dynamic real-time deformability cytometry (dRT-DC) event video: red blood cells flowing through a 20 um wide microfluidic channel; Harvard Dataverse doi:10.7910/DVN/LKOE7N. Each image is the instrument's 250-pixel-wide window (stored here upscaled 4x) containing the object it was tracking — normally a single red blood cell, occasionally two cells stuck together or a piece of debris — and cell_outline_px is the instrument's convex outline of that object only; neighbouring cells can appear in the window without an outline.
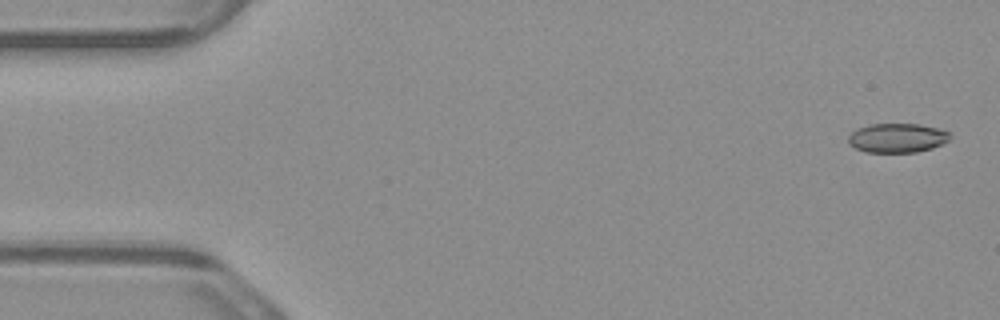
{"species": "common noctule bat (a hibernating species)", "species_latin": "Nyctalus noctula", "temperature_condition": "warm", "stored_images_in_passage": 5, "camera_frame_rate_fps": 3000, "um_per_image_px": 0.085, "animal": {"sex": "male", "body_mass_g": 23.1, "forearm_length_mm": 52.7}, "frame": {"image": 1, "passage_image": 1, "time_ms": 0.0, "image_size_px": [1000, 320], "cell_outline_px": [[952, 136], [948, 140], [932, 148], [916, 152], [864, 152], [848, 144], [848, 136], [856, 128], [868, 124], [920, 124], [936, 128], [948, 132]], "centroid_in_image_um": [76.22, 11.72], "position_along_channel_um": 8.8, "area_um2": 17.34}}